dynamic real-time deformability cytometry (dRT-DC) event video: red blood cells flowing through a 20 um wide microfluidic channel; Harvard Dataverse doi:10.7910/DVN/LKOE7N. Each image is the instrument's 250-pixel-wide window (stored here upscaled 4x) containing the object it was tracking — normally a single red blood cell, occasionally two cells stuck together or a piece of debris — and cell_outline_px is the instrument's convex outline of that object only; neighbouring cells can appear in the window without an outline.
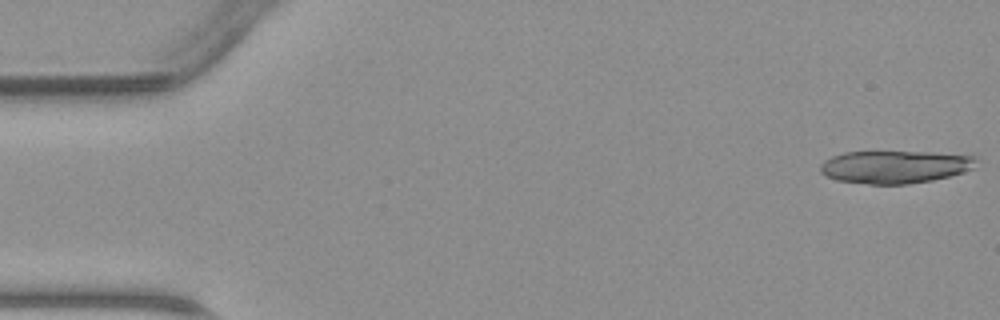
{"species": "common noctule bat (a hibernating species)", "species_latin": "Nyctalus noctula", "temperature_condition": "warm", "stored_images_in_passage": 15, "camera_frame_rate_fps": 3000, "um_per_image_px": 0.085, "animal": {"sex": "male", "body_mass_g": 23.1, "forearm_length_mm": 52.7}, "frame": {"image": 1, "passage_image": 1, "time_ms": 0.0, "image_size_px": [1000, 320], "cell_outline_px": [[976, 160], [972, 168], [964, 172], [932, 180], [908, 184], [868, 184], [836, 180], [820, 172], [820, 164], [824, 160], [832, 156], [844, 152], [932, 152], [976, 156]], "centroid_in_image_um": [76.04, 14.18], "position_along_channel_um": 9.0, "area_um2": 29.65}}